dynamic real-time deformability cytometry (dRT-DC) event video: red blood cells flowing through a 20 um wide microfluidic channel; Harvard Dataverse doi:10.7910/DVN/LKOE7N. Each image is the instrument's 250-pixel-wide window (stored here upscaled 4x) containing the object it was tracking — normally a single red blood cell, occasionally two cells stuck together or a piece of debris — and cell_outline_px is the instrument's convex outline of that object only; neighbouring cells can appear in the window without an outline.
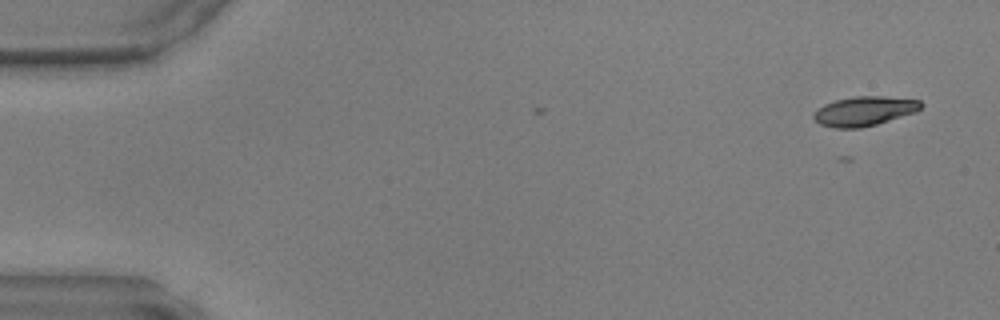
{"species": "common noctule bat (a hibernating species)", "species_latin": "Nyctalus noctula", "temperature_condition": "warm", "stored_images_in_passage": 2, "camera_frame_rate_fps": 3000, "um_per_image_px": 0.085, "animal": {"sex": "male", "body_mass_g": 17.9, "forearm_length_mm": 54.2}, "frame": {"image": 1, "passage_image": 2, "time_ms": 0.333, "image_size_px": [1000, 320], "cell_outline_px": [[924, 104], [916, 112], [876, 124], [860, 128], [836, 128], [820, 124], [812, 116], [824, 104], [836, 100], [852, 96], [884, 96], [920, 100]], "centroid_in_image_um": [73.49, 9.43], "position_along_channel_um": 11.5, "area_um2": 18.26}}